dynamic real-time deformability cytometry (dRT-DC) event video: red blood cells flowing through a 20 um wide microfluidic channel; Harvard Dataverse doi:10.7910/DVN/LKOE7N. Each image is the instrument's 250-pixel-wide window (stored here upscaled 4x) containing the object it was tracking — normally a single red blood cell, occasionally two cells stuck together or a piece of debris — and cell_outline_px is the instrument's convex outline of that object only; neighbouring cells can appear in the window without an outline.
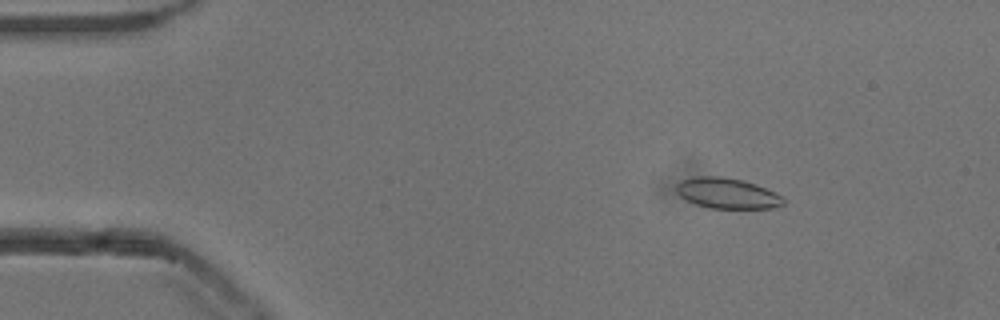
{"species": "common noctule bat (a hibernating species)", "species_latin": "Nyctalus noctula", "temperature_condition": "cold", "stored_images_in_passage": 54, "camera_frame_rate_fps": 3000, "um_per_image_px": 0.085, "animal": {"sex": "male", "body_mass_g": 13.3}, "frame": {"image": 1, "passage_image": 8, "time_ms": 2.333, "image_size_px": [1000, 320], "cell_outline_px": [[784, 204], [776, 208], [708, 208], [696, 204], [680, 196], [676, 192], [676, 184], [680, 180], [696, 176], [724, 176], [744, 180], [756, 184], [776, 192], [784, 200]], "centroid_in_image_um": [61.8, 16.42], "position_along_channel_um": 23.2, "area_um2": 19.25}}
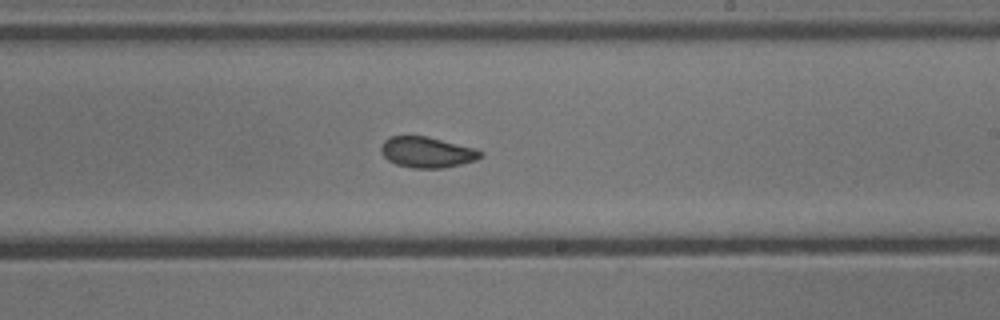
{"frame": {"image": 2, "passage_image": 32, "time_ms": 10.333, "image_size_px": [1000, 320], "cell_outline_px": [[484, 156], [476, 160], [444, 168], [412, 168], [396, 164], [388, 160], [380, 152], [380, 148], [384, 140], [388, 136], [428, 136], [476, 148], [484, 152]], "centroid_in_image_um": [36.31, 12.93], "position_along_channel_um": 252.7, "area_um2": 18.09}}
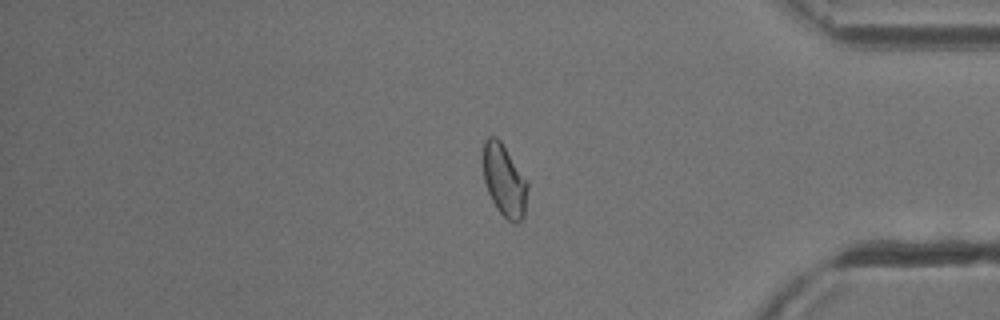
{"frame": {"image": 3, "passage_image": 45, "time_ms": 14.667, "image_size_px": [1000, 320], "cell_outline_px": [[528, 188], [524, 216], [520, 220], [508, 220], [496, 208], [488, 192], [484, 180], [480, 160], [480, 156], [484, 140], [488, 136], [496, 136], [500, 140], [528, 184]], "centroid_in_image_um": [42.79, 15.27], "position_along_channel_um": 392.4, "area_um2": 18.73}, "authors_computed_cell_mechanics": {"area_um2": 18.785, "velocity_mm_per_s": 3.8353, "shape_relaxation_time_tau1_ms": 5.9007, "shape_relaxation_time_tau2_ms": 1.652, "deformation_change_tau1": 0.0914, "deformation_change_tau2": 0.0572}}